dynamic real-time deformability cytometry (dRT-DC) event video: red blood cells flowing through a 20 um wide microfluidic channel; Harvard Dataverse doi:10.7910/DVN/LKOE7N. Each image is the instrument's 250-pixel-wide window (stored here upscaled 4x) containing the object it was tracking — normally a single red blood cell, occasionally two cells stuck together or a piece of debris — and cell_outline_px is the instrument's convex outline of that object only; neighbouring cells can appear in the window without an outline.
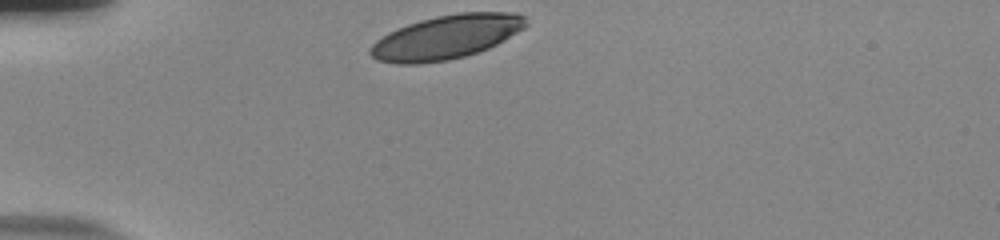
{"species": "human", "species_latin": "Homo sapiens", "temperature_condition": "room temperature", "stored_images_in_passage": 32, "camera_frame_rate_fps": 3000, "um_per_image_px": 0.085, "donor": {"sex": "male"}, "frame": {"image": 1, "passage_image": 1, "time_ms": 0.0, "image_size_px": [1000, 240], "cell_outline_px": [[528, 24], [524, 28], [496, 44], [488, 48], [464, 56], [448, 60], [420, 64], [396, 64], [376, 60], [368, 52], [368, 48], [376, 40], [388, 32], [396, 28], [420, 20], [436, 16], [460, 12], [516, 12], [524, 16]], "centroid_in_image_um": [37.9, 3.15], "position_along_channel_um": 47.1, "area_um2": 39.94}}
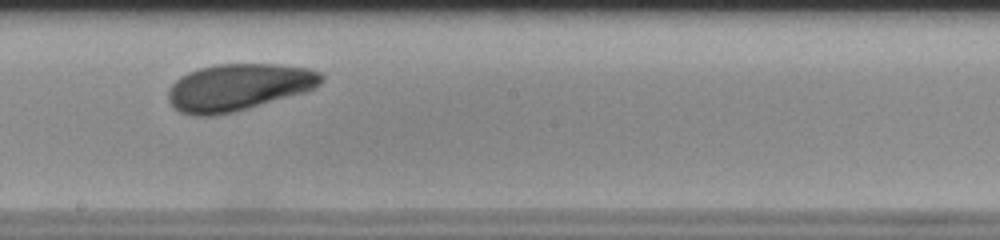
{"frame": {"image": 2, "passage_image": 18, "time_ms": 5.667, "image_size_px": [1000, 240], "cell_outline_px": [[324, 80], [316, 88], [308, 92], [236, 112], [212, 116], [192, 116], [180, 112], [168, 100], [168, 88], [180, 76], [188, 72], [200, 68], [216, 64], [280, 64], [308, 68], [320, 72], [324, 76]], "centroid_in_image_um": [20.31, 7.42], "position_along_channel_um": 227.9, "area_um2": 42.48}}
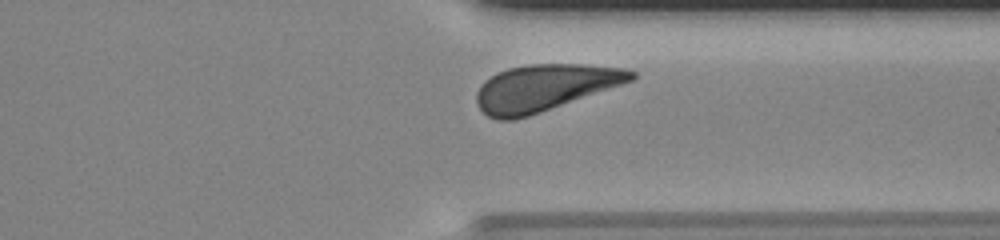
{"frame": {"image": 3, "passage_image": 29, "time_ms": 9.333, "image_size_px": [1000, 240], "cell_outline_px": [[636, 76], [632, 80], [540, 112], [528, 116], [512, 120], [496, 120], [488, 116], [476, 104], [476, 92], [484, 80], [496, 72], [508, 68], [528, 64], [584, 64], [624, 68], [636, 72]], "centroid_in_image_um": [46.22, 7.44], "position_along_channel_um": 365.2, "area_um2": 41.62}, "authors_computed_cell_mechanics": {"area_um2": 41.4426, "velocity_mm_per_s": 3.7323, "shape_relaxation_time_tau1_ms": 1.7622, "shape_relaxation_time_tau2_ms": 9.9365, "deformation_change_tau1": 0.0957, "deformation_change_tau2": 0.1977}}